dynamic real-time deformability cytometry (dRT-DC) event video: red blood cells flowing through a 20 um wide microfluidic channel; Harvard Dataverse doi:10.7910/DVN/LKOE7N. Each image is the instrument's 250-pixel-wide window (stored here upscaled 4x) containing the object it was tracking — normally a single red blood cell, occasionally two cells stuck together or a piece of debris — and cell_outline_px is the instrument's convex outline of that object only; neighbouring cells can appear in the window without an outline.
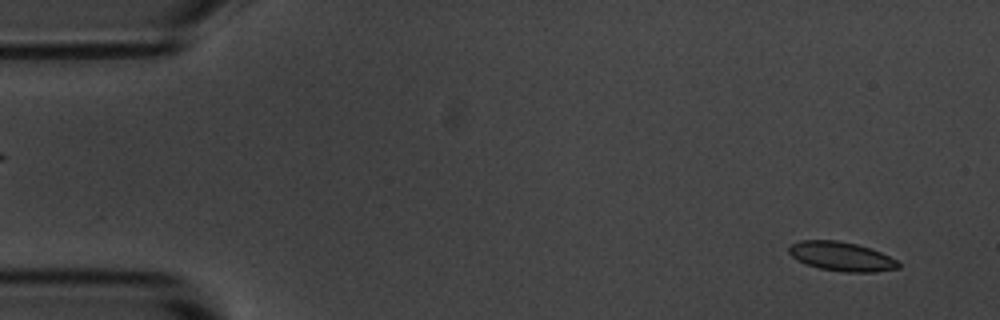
{"species": "common noctule bat (a hibernating species)", "species_latin": "Nyctalus noctula", "temperature_condition": "room temperature", "stored_images_in_passage": 54, "camera_frame_rate_fps": 3000, "um_per_image_px": 0.085, "animal": {"sex": "male", "body_mass_g": 20.1, "forearm_length_mm": 53.5}, "frame": {"image": 1, "passage_image": 3, "time_ms": 0.667, "image_size_px": [1000, 320], "cell_outline_px": [[900, 268], [876, 272], [844, 272], [820, 268], [808, 264], [792, 256], [788, 252], [788, 248], [792, 244], [800, 240], [836, 240], [856, 244], [880, 252], [896, 260], [900, 264]], "centroid_in_image_um": [71.53, 21.8], "position_along_channel_um": 13.5, "area_um2": 18.32}}
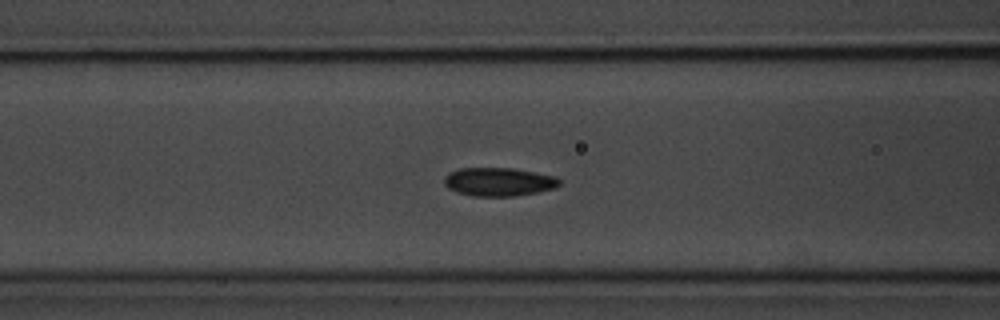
{"frame": {"image": 2, "passage_image": 21, "time_ms": 6.667, "image_size_px": [1000, 320], "cell_outline_px": [[560, 184], [556, 188], [516, 196], [472, 196], [456, 192], [448, 188], [444, 184], [444, 176], [448, 172], [460, 168], [512, 168], [556, 176], [560, 180]], "centroid_in_image_um": [42.37, 15.45], "position_along_channel_um": 124.2, "area_um2": 19.25}}
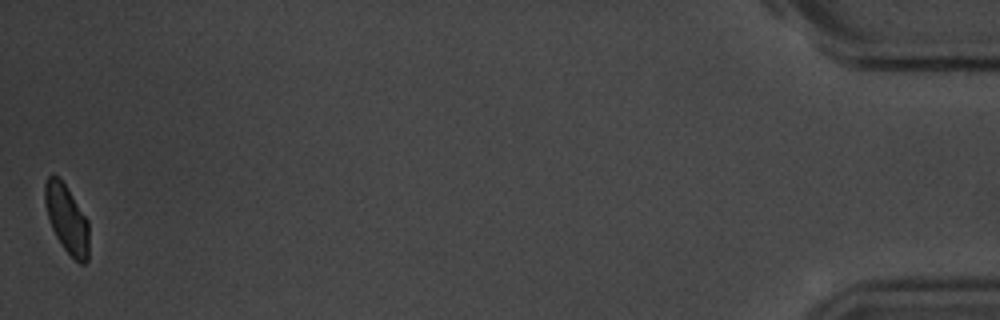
{"frame": {"image": 3, "passage_image": 54, "time_ms": 17.667, "image_size_px": [1000, 320], "cell_outline_px": [[88, 260], [84, 264], [80, 264], [60, 244], [52, 228], [48, 216], [44, 200], [44, 184], [48, 176], [52, 172], [60, 176], [88, 220]], "centroid_in_image_um": [5.66, 18.55], "position_along_channel_um": 429.5, "area_um2": 17.63}, "authors_computed_cell_mechanics": {"area_um2": 18.6983, "velocity_mm_per_s": 3.6449, "shape_relaxation_time_tau1_ms": 2.2392, "shape_relaxation_time_tau2_ms": 3.4514, "deformation_change_tau1": 0.0903, "deformation_change_tau2": 0.084}}